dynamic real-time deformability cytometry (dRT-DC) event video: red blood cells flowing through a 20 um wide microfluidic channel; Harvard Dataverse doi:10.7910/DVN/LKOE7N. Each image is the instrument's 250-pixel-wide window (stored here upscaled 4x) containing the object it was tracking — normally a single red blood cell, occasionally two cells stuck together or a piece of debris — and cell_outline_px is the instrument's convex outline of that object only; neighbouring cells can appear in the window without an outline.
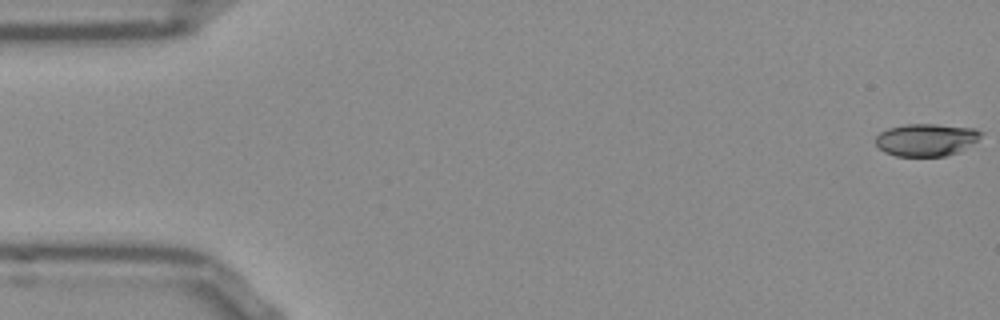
{"species": "Egyptian fruit bat (a non-hibernating species)", "species_latin": "Rousettus aegyptiacus", "temperature_condition": "room temperature", "stored_images_in_passage": 53, "camera_frame_rate_fps": 3000, "um_per_image_px": 0.085, "frame": {"image": 1, "passage_image": 1, "time_ms": 0.0, "image_size_px": [1000, 320], "cell_outline_px": [[984, 132], [976, 140], [960, 152], [944, 156], [896, 156], [884, 152], [876, 144], [876, 136], [880, 132], [888, 128], [904, 124], [936, 124], [976, 128]], "centroid_in_image_um": [78.73, 11.87], "position_along_channel_um": 6.3, "area_um2": 20.0}}
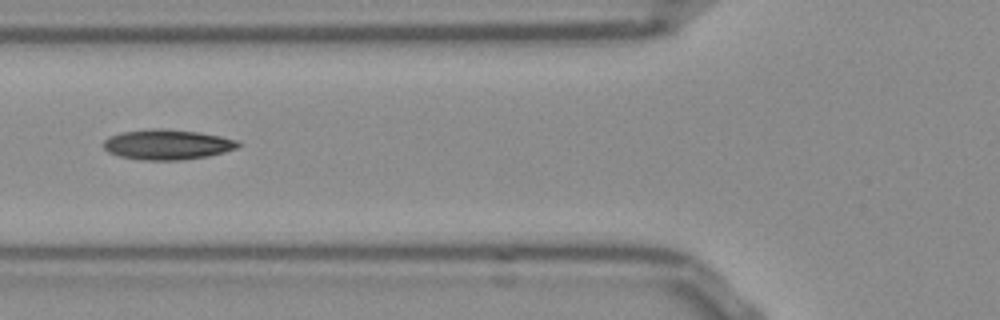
{"frame": {"image": 2, "passage_image": 20, "time_ms": 6.333, "image_size_px": [1000, 320], "cell_outline_px": [[240, 144], [236, 148], [224, 152], [208, 156], [180, 160], [144, 160], [120, 156], [108, 152], [104, 148], [104, 140], [108, 136], [120, 132], [152, 128], [164, 128], [200, 132], [220, 136], [236, 140]], "centroid_in_image_um": [14.19, 12.27], "position_along_channel_um": 111.6, "area_um2": 23.7}}
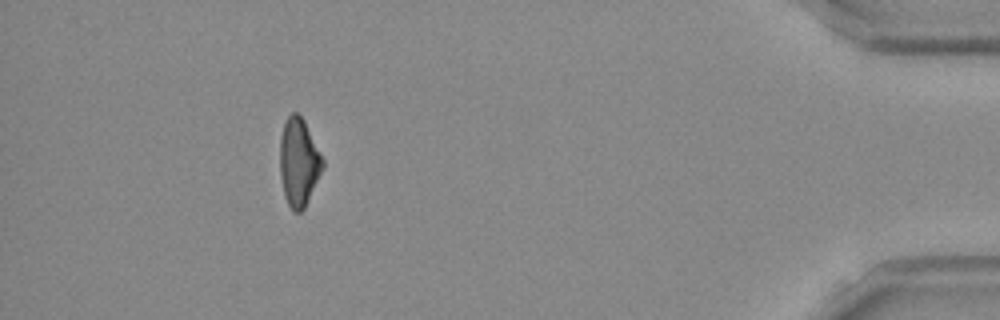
{"frame": {"image": 3, "passage_image": 48, "time_ms": 15.667, "image_size_px": [1000, 320], "cell_outline_px": [[324, 168], [304, 208], [300, 212], [292, 212], [284, 196], [280, 176], [280, 136], [284, 124], [288, 116], [292, 112], [296, 112], [304, 120], [324, 160]], "centroid_in_image_um": [25.39, 13.8], "position_along_channel_um": 409.8, "area_um2": 21.96}, "authors_computed_cell_mechanics": {"area_um2": 22.253, "velocity_mm_per_s": 3.8581, "shape_relaxation_time_tau1_ms": null, "shape_relaxation_time_tau2_ms": 3.8294, "deformation_change_tau1": null, "deformation_change_tau2": 0.1224}}